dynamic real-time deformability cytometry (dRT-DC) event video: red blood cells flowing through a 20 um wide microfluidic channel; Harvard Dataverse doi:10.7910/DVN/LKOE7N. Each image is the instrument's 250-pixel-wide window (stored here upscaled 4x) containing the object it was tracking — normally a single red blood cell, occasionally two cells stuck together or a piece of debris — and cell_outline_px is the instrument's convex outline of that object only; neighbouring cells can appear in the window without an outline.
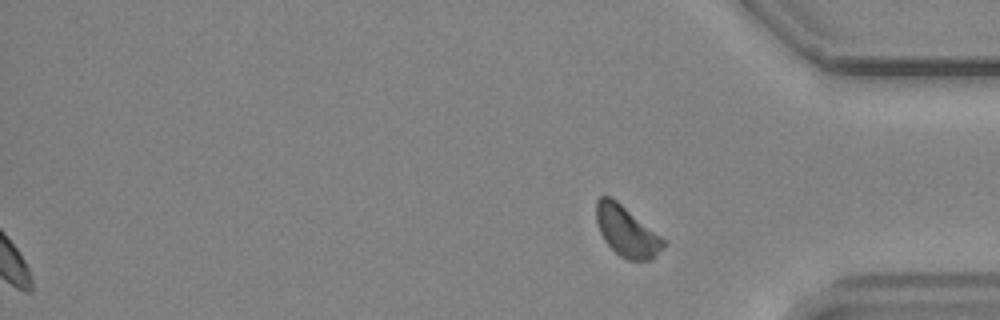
{"species": "common noctule bat (a hibernating species)", "species_latin": "Nyctalus noctula", "temperature_condition": "cold", "stored_images_in_passage": 49, "segment_of_instrument_passage": [2, 2], "camera_frame_rate_fps": 3000, "um_per_image_px": 0.085, "animal": {"sex": "male", "body_mass_g": 19.2, "forearm_length_mm": 51.8}, "frame": {"image": 1, "passage_image": 49, "time_ms": 16.0, "image_size_px": [1000, 320], "cell_outline_px": [[664, 248], [652, 260], [628, 260], [620, 256], [604, 240], [600, 232], [596, 220], [596, 200], [600, 196], [612, 196], [660, 236], [664, 240]], "centroid_in_image_um": [53.24, 19.66], "position_along_channel_um": 382.0, "area_um2": 19.54}}